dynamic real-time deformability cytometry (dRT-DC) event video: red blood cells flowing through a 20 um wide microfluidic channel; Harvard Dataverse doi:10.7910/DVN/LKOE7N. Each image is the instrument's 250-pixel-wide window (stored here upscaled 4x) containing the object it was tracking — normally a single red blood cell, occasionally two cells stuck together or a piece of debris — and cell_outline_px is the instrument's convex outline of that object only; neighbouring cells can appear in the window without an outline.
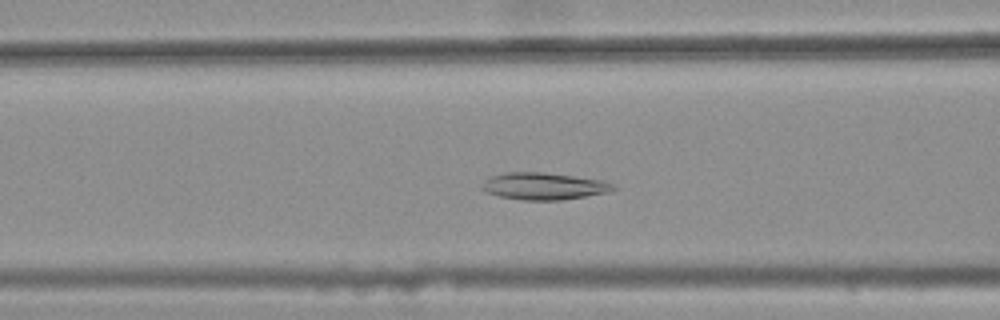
{"species": "common noctule bat (a hibernating species)", "species_latin": "Nyctalus noctula", "temperature_condition": "warm", "stored_images_in_passage": 37, "camera_frame_rate_fps": 3000, "um_per_image_px": 0.085, "animal": {"sex": "female", "body_mass_g": 25.1}, "frame": {"image": 1, "passage_image": 13, "time_ms": 4.0, "image_size_px": [1000, 320], "cell_outline_px": [[616, 188], [612, 192], [560, 200], [520, 200], [500, 196], [488, 192], [484, 188], [484, 180], [492, 176], [504, 172], [544, 172], [600, 180], [612, 184]], "centroid_in_image_um": [46.25, 15.82], "position_along_channel_um": 120.3, "area_um2": 20.4}}
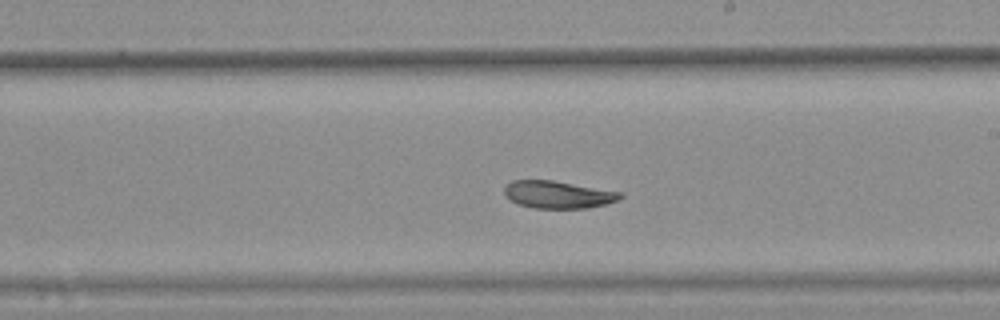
{"frame": {"image": 2, "passage_image": 23, "time_ms": 7.333, "image_size_px": [1000, 320], "cell_outline_px": [[624, 196], [616, 200], [604, 204], [588, 208], [532, 208], [520, 204], [504, 196], [504, 188], [512, 180], [552, 180], [620, 192]], "centroid_in_image_um": [47.4, 16.54], "position_along_channel_um": 241.6, "area_um2": 18.26}}
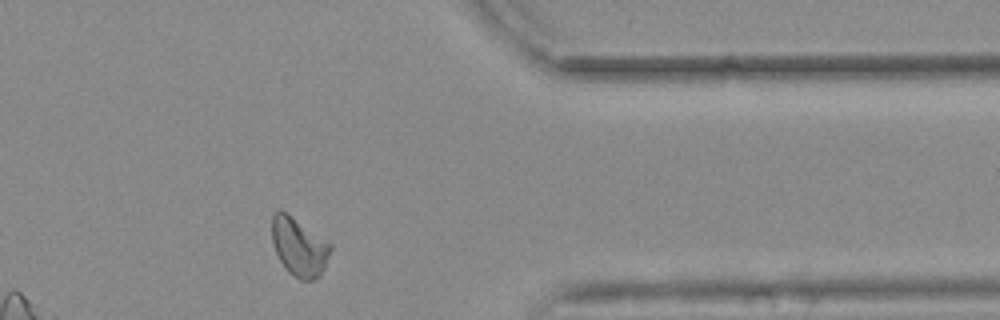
{"frame": {"image": 3, "passage_image": 36, "time_ms": 11.667, "image_size_px": [1000, 320], "cell_outline_px": [[332, 248], [324, 268], [320, 276], [312, 280], [300, 280], [288, 272], [280, 260], [276, 252], [272, 240], [272, 216], [276, 212], [284, 212], [332, 244]], "centroid_in_image_um": [25.44, 21.03], "position_along_channel_um": 386.0, "area_um2": 19.42}, "authors_computed_cell_mechanics": {"area_um2": 19.4208, "velocity_mm_per_s": 3.6469, "shape_relaxation_time_tau1_ms": null, "shape_relaxation_time_tau2_ms": 6.018, "deformation_change_tau1": null, "deformation_change_tau2": 0.0912}}